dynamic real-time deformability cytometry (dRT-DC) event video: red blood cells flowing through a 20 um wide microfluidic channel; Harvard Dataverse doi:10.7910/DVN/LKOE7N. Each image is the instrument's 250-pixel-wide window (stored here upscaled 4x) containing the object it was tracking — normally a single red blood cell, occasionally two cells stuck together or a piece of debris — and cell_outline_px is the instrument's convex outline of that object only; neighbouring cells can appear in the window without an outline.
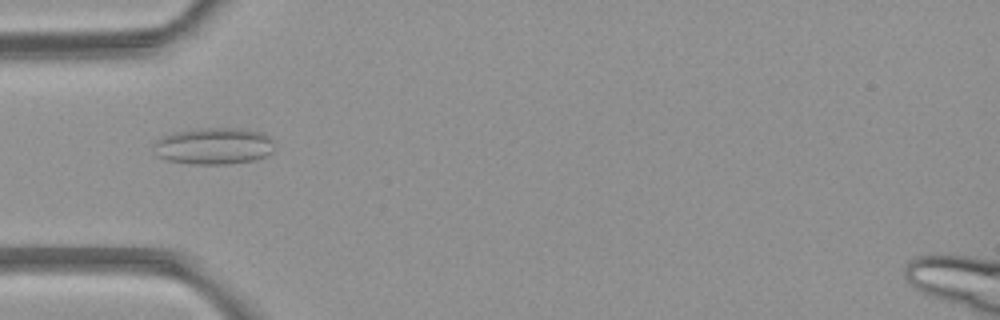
{"species": "common noctule bat (a hibernating species)", "species_latin": "Nyctalus noctula", "temperature_condition": "room temperature", "stored_images_in_passage": 3, "camera_frame_rate_fps": 3000, "um_per_image_px": 0.085, "animal": {"sex": "female", "body_mass_g": 21.9}, "frame": {"image": 1, "passage_image": 3, "time_ms": 2.333, "image_size_px": [1000, 320], "cell_outline_px": [[272, 152], [268, 156], [252, 160], [228, 164], [192, 164], [168, 160], [156, 156], [156, 140], [172, 132], [196, 128], [244, 128], [264, 132], [272, 140]], "centroid_in_image_um": [18.2, 12.4], "position_along_channel_um": 66.8, "area_um2": 25.95}}